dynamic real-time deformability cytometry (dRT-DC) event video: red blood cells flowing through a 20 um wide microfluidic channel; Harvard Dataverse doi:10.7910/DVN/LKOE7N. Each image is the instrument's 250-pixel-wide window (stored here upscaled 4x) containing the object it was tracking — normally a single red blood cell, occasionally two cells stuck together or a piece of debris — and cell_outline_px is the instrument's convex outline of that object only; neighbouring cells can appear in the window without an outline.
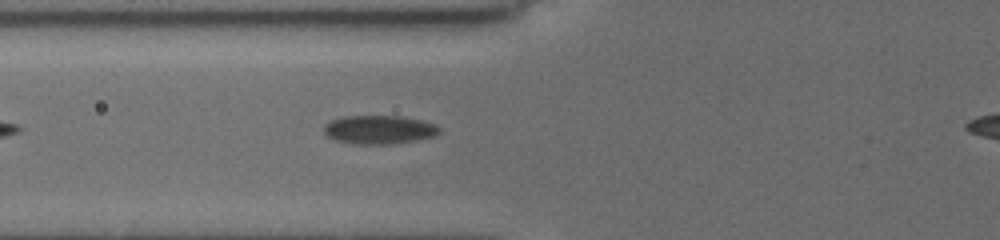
{"species": "common noctule bat (a hibernating species)", "species_latin": "Nyctalus noctula", "temperature_condition": "cold", "stored_images_in_passage": 22, "camera_frame_rate_fps": 3000, "um_per_image_px": 0.085, "animal": {"sex": "female", "body_mass_g": 19.5, "forearm_length_mm": 54.1}, "frame": {"image": 1, "passage_image": 14, "time_ms": 3.333, "image_size_px": [1000, 240], "cell_outline_px": [[440, 132], [432, 136], [416, 140], [388, 144], [356, 144], [336, 140], [328, 136], [324, 132], [324, 124], [332, 120], [344, 116], [400, 116], [420, 120], [436, 124], [440, 128]], "centroid_in_image_um": [32.22, 11.01], "position_along_channel_um": 93.6, "area_um2": 19.07}}
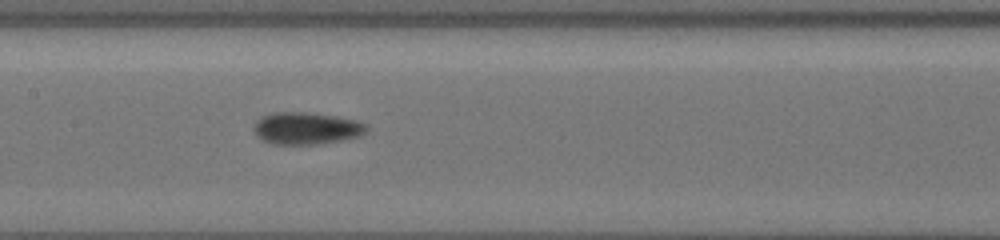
{"frame": {"image": 2, "passage_image": 19, "time_ms": 5.667, "image_size_px": [1000, 240], "cell_outline_px": [[368, 128], [360, 136], [320, 144], [272, 144], [256, 136], [252, 128], [256, 120], [260, 116], [276, 112], [304, 112], [336, 116], [356, 120], [364, 124]], "centroid_in_image_um": [25.99, 10.9], "position_along_channel_um": 181.4, "area_um2": 21.1}}
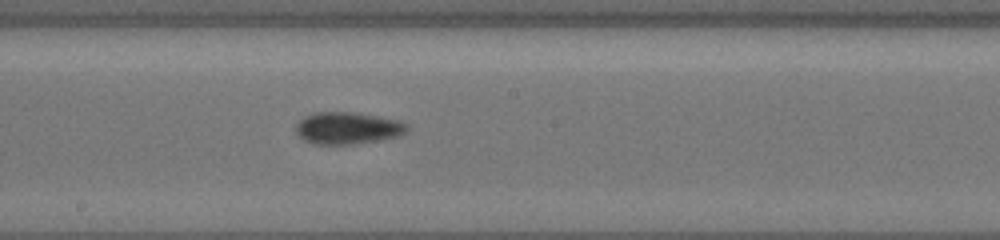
{"frame": {"image": 3, "passage_image": 22, "time_ms": 6.667, "image_size_px": [1000, 240], "cell_outline_px": [[408, 128], [400, 136], [380, 140], [352, 144], [316, 144], [304, 140], [296, 132], [296, 124], [304, 116], [312, 112], [356, 112], [400, 120], [408, 124]], "centroid_in_image_um": [29.56, 10.87], "position_along_channel_um": 218.6, "area_um2": 20.87}}